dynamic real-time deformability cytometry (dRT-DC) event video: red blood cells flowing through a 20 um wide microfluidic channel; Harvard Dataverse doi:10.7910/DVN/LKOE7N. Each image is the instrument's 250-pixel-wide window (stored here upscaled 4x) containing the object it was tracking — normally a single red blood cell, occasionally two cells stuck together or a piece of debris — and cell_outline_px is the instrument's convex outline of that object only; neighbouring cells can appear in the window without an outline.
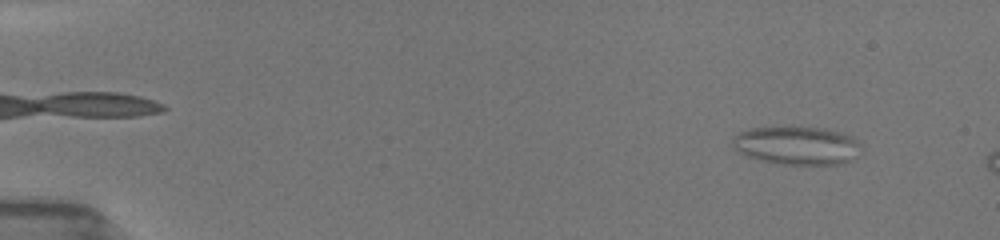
{"species": "common noctule bat (a hibernating species)", "species_latin": "Nyctalus noctula", "temperature_condition": "room temperature", "stored_images_in_passage": 14, "camera_frame_rate_fps": 3000, "um_per_image_px": 0.085, "animal": {"sex": "female", "body_mass_g": 19.5, "forearm_length_mm": 54.1}, "frame": {"image": 1, "passage_image": 7, "time_ms": 1.333, "image_size_px": [1000, 240], "cell_outline_px": [[852, 140], [844, 160], [836, 164], [776, 164], [752, 156], [744, 152], [740, 148], [736, 136], [740, 132], [756, 128], [816, 128], [836, 132]], "centroid_in_image_um": [67.56, 12.37], "position_along_channel_um": 17.4, "area_um2": 25.32}}